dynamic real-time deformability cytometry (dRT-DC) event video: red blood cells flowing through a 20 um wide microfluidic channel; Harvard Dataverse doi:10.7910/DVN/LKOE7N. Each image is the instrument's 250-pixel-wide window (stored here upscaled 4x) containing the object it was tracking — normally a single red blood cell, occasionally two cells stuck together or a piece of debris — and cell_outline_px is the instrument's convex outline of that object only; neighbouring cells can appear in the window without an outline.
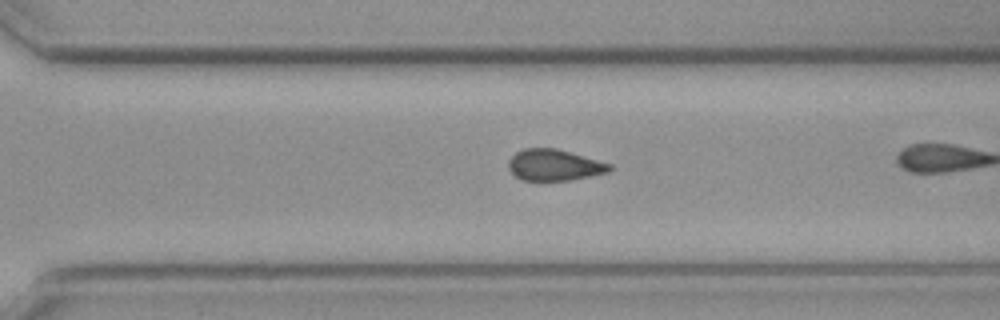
{"species": "common noctule bat (a hibernating species)", "species_latin": "Nyctalus noctula", "temperature_condition": "cold", "stored_images_in_passage": 34, "camera_frame_rate_fps": 3000, "um_per_image_px": 0.085, "animal": {"sex": "female", "body_mass_g": 19.3, "forearm_length_mm": 54.1}, "frame": {"image": 1, "passage_image": 29, "time_ms": 9.333, "image_size_px": [1000, 320], "cell_outline_px": [[612, 168], [608, 172], [592, 176], [572, 180], [520, 180], [508, 168], [508, 160], [516, 152], [524, 148], [556, 148], [612, 164]], "centroid_in_image_um": [47.11, 14.03], "position_along_channel_um": 323.5, "area_um2": 18.44}}